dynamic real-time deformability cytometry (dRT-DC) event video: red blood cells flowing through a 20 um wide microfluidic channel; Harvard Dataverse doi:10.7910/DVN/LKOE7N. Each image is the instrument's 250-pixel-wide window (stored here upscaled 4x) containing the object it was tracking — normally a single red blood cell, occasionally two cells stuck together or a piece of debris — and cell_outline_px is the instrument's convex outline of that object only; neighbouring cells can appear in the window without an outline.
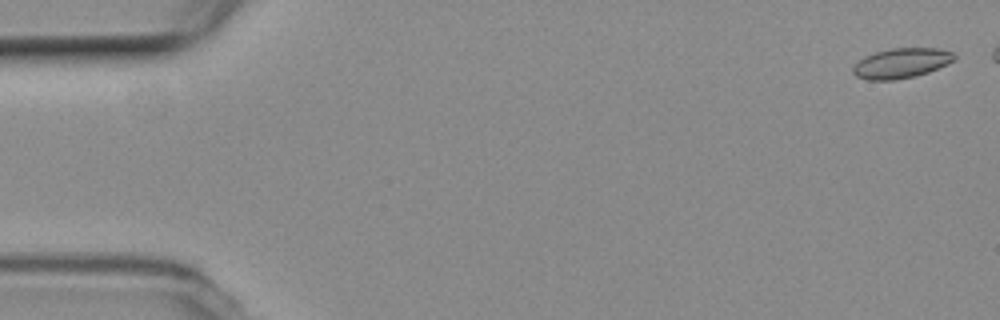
{"species": "common noctule bat (a hibernating species)", "species_latin": "Nyctalus noctula", "temperature_condition": "room temperature", "stored_images_in_passage": 12, "camera_frame_rate_fps": 3000, "um_per_image_px": 0.085, "animal": {"sex": "female", "body_mass_g": 19.3, "forearm_length_mm": 54.1}, "frame": {"image": 1, "passage_image": 1, "time_ms": 0.0, "image_size_px": [1000, 320], "cell_outline_px": [[956, 60], [928, 72], [916, 76], [892, 80], [868, 80], [856, 76], [852, 72], [852, 68], [864, 56], [876, 52], [892, 48], [936, 48], [952, 52], [956, 56]], "centroid_in_image_um": [76.62, 5.37], "position_along_channel_um": 8.4, "area_um2": 17.63}}